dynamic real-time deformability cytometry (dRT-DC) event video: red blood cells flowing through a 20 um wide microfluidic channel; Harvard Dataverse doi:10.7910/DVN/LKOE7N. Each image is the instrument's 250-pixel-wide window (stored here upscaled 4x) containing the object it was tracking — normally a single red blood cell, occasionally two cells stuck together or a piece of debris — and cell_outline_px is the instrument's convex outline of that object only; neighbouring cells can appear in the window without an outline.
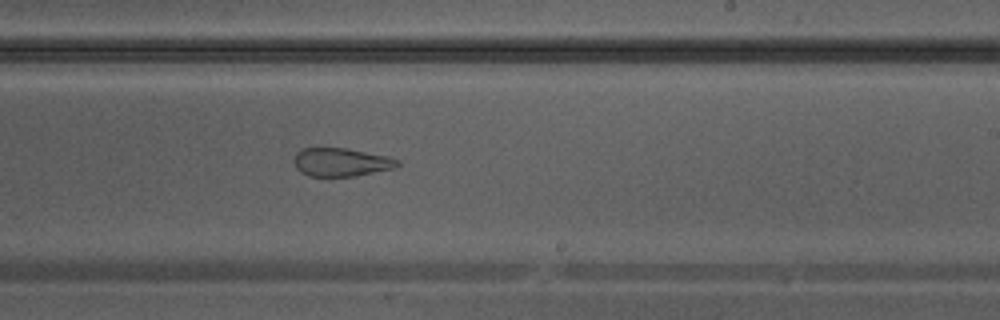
{"species": "Egyptian fruit bat (a non-hibernating species)", "species_latin": "Rousettus aegyptiacus", "temperature_condition": "warm", "stored_images_in_passage": 27, "segment_of_instrument_passage": [2, 2], "camera_frame_rate_fps": 3000, "um_per_image_px": 0.085, "animal": {"sex": "male"}, "frame": {"image": 1, "passage_image": 12, "time_ms": 3.667, "image_size_px": [1000, 320], "cell_outline_px": [[400, 164], [396, 168], [352, 176], [308, 176], [300, 172], [296, 168], [292, 160], [296, 152], [304, 148], [344, 148], [388, 156], [400, 160]], "centroid_in_image_um": [28.98, 13.78], "position_along_channel_um": 260.0, "area_um2": 17.17}}